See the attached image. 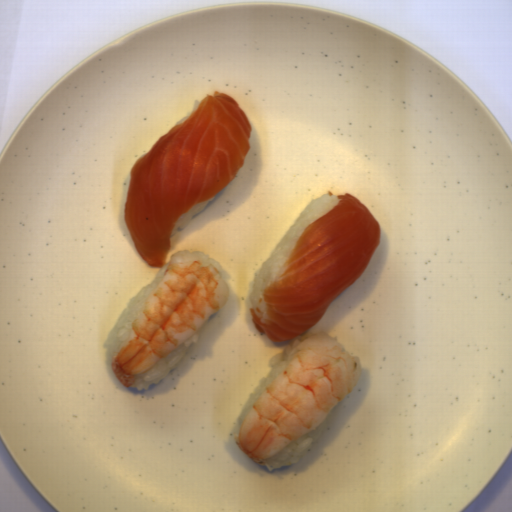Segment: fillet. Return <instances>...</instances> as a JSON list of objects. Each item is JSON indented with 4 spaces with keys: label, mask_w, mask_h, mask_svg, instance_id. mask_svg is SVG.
<instances>
[{
    "label": "fillet",
    "mask_w": 512,
    "mask_h": 512,
    "mask_svg": "<svg viewBox=\"0 0 512 512\" xmlns=\"http://www.w3.org/2000/svg\"><path fill=\"white\" fill-rule=\"evenodd\" d=\"M252 125L226 93L206 95L137 158L129 170L124 222L139 256L164 268L175 227L191 208L214 198L238 175Z\"/></svg>",
    "instance_id": "fillet-1"
},
{
    "label": "fillet",
    "mask_w": 512,
    "mask_h": 512,
    "mask_svg": "<svg viewBox=\"0 0 512 512\" xmlns=\"http://www.w3.org/2000/svg\"><path fill=\"white\" fill-rule=\"evenodd\" d=\"M341 200L303 231L256 306L258 333L275 342L301 336L366 270L381 238V225L358 198Z\"/></svg>",
    "instance_id": "fillet-2"
}]
</instances>
